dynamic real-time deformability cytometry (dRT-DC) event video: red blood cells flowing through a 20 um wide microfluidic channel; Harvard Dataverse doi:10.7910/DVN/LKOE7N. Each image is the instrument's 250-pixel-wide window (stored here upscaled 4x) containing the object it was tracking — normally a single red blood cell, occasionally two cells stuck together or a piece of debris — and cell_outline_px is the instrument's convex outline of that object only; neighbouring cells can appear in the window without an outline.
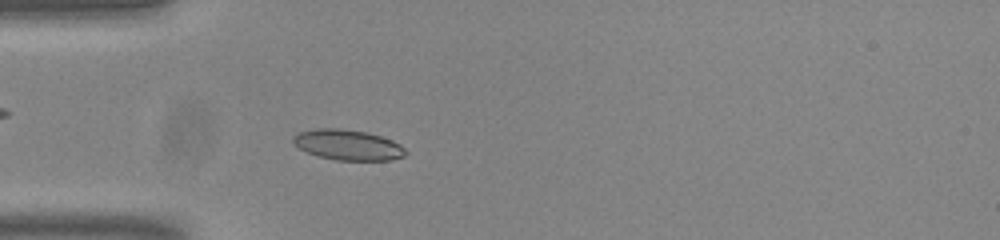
{"species": "common noctule bat (a hibernating species)", "species_latin": "Nyctalus noctula", "temperature_condition": "room temperature", "stored_images_in_passage": 49, "camera_frame_rate_fps": 3000, "um_per_image_px": 0.085, "animal": {"sex": "male", "body_mass_g": 20.0, "forearm_length_mm": 53.3}, "frame": {"image": 1, "passage_image": 11, "time_ms": 3.333, "image_size_px": [1000, 240], "cell_outline_px": [[408, 152], [404, 156], [392, 160], [336, 160], [316, 156], [292, 144], [292, 136], [300, 132], [316, 128], [340, 128], [368, 132], [392, 140], [400, 144]], "centroid_in_image_um": [29.56, 12.31], "position_along_channel_um": 55.4, "area_um2": 20.11}}
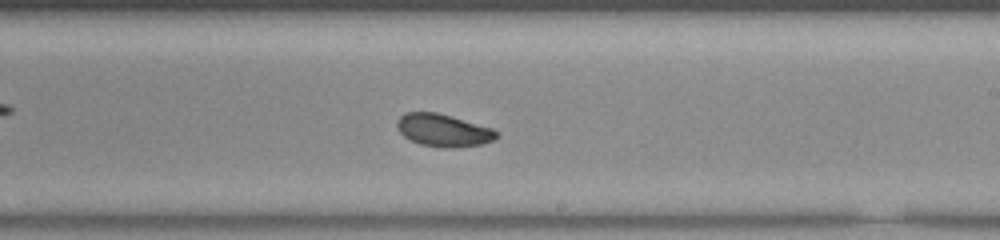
{"frame": {"image": 2, "passage_image": 27, "time_ms": 8.667, "image_size_px": [1000, 240], "cell_outline_px": [[496, 136], [492, 140], [480, 144], [444, 148], [420, 144], [404, 136], [396, 128], [396, 120], [404, 112], [436, 112], [492, 128], [496, 132]], "centroid_in_image_um": [37.6, 11.06], "position_along_channel_um": 251.4, "area_um2": 18.5}}
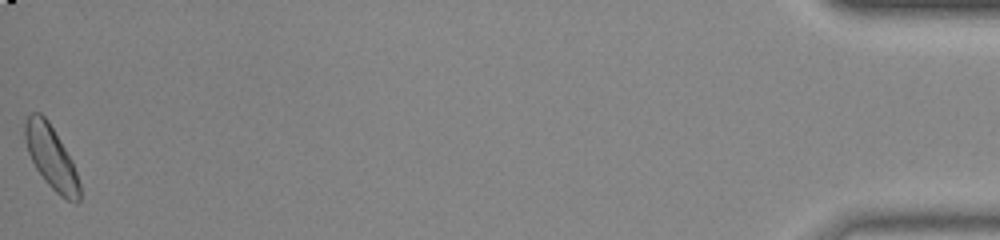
{"frame": {"image": 3, "passage_image": 49, "time_ms": 16.0, "image_size_px": [1000, 240], "cell_outline_px": [[80, 200], [76, 204], [60, 196], [44, 180], [36, 168], [28, 152], [24, 140], [24, 120], [32, 112], [40, 112], [48, 120], [72, 160], [80, 184]], "centroid_in_image_um": [4.34, 13.36], "position_along_channel_um": 430.9, "area_um2": 20.11}, "authors_computed_cell_mechanics": {"area_um2": 19.1896, "velocity_mm_per_s": 3.7915, "shape_relaxation_time_tau1_ms": 1.6745, "shape_relaxation_time_tau2_ms": 3.9584, "deformation_change_tau1": 0.083, "deformation_change_tau2": 0.0785}}